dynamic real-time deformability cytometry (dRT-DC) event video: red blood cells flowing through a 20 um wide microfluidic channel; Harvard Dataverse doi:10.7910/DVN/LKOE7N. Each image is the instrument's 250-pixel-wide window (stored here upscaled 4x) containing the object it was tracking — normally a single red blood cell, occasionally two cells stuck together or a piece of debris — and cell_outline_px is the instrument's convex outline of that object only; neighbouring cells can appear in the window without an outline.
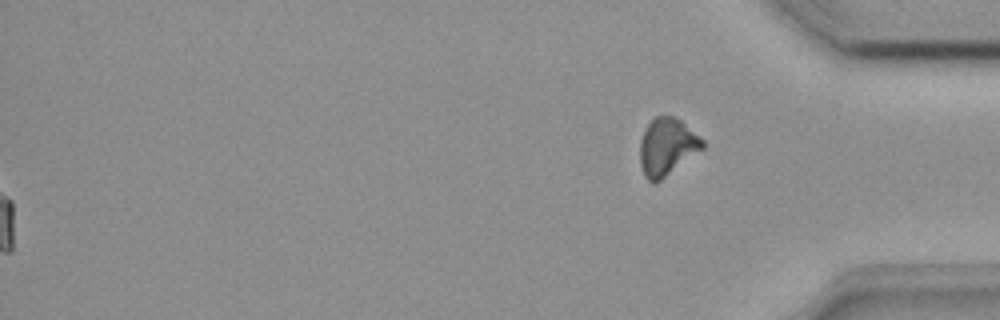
{"species": "common noctule bat (a hibernating species)", "species_latin": "Nyctalus noctula", "temperature_condition": "room temperature", "stored_images_in_passage": 50, "segment_of_instrument_passage": [2, 2], "camera_frame_rate_fps": 3000, "um_per_image_px": 0.085, "animal": {"sex": "female", "body_mass_g": 18.4}, "frame": {"image": 1, "passage_image": 50, "time_ms": 16.333, "image_size_px": [1000, 320], "cell_outline_px": [[704, 148], [656, 184], [648, 180], [644, 176], [640, 164], [640, 140], [648, 124], [656, 116], [672, 116], [680, 120], [704, 140]], "centroid_in_image_um": [56.69, 12.5], "position_along_channel_um": 378.5, "area_um2": 20.81}}